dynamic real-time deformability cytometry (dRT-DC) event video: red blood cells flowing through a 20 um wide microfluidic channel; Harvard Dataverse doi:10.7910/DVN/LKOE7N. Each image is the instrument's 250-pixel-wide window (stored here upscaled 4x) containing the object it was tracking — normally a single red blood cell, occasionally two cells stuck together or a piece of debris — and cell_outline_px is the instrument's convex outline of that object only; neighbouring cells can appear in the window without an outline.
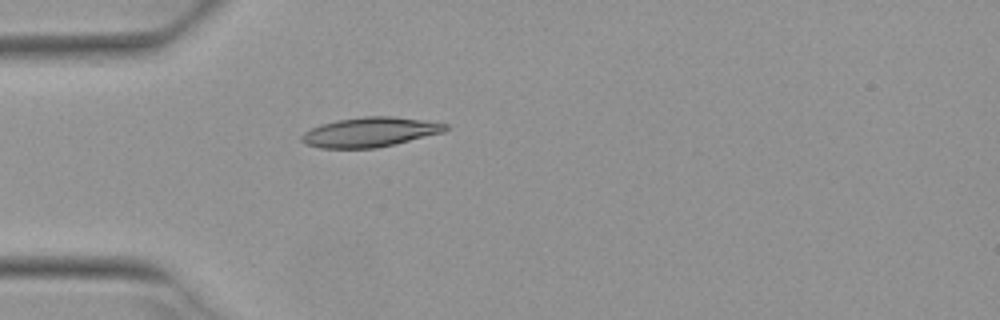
{"species": "Egyptian fruit bat (a non-hibernating species)", "species_latin": "Rousettus aegyptiacus", "temperature_condition": "warm", "stored_images_in_passage": 2, "camera_frame_rate_fps": 3000, "um_per_image_px": 0.085, "animal": {"sex": "female"}, "frame": {"image": 1, "passage_image": 2, "time_ms": 0.333, "image_size_px": [1000, 320], "cell_outline_px": [[448, 128], [444, 132], [376, 148], [320, 148], [304, 144], [300, 140], [300, 136], [304, 132], [320, 124], [336, 120], [364, 116], [392, 116], [424, 120], [448, 124]], "centroid_in_image_um": [31.41, 11.22], "position_along_channel_um": 53.6, "area_um2": 24.85}}